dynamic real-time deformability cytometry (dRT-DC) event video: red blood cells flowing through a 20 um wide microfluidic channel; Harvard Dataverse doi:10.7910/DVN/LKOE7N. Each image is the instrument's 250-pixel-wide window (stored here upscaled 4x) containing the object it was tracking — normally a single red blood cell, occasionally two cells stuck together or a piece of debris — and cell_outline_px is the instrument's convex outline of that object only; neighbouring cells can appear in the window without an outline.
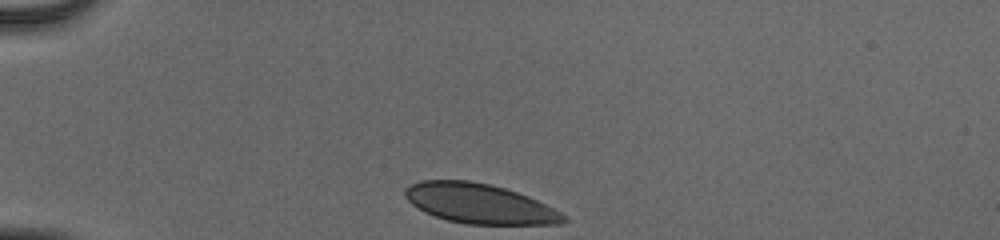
{"species": "human", "species_latin": "Homo sapiens", "temperature_condition": "cold", "stored_images_in_passage": 34, "camera_frame_rate_fps": 3000, "um_per_image_px": 0.085, "donor": {"sex": "male"}, "frame": {"image": 1, "passage_image": 1, "time_ms": 0.0, "image_size_px": [1000, 240], "cell_outline_px": [[568, 220], [560, 224], [468, 224], [448, 220], [424, 212], [412, 204], [404, 196], [404, 188], [420, 180], [468, 180], [488, 184], [504, 188], [528, 196], [568, 216]], "centroid_in_image_um": [40.74, 17.3], "position_along_channel_um": 44.3, "area_um2": 36.53}}
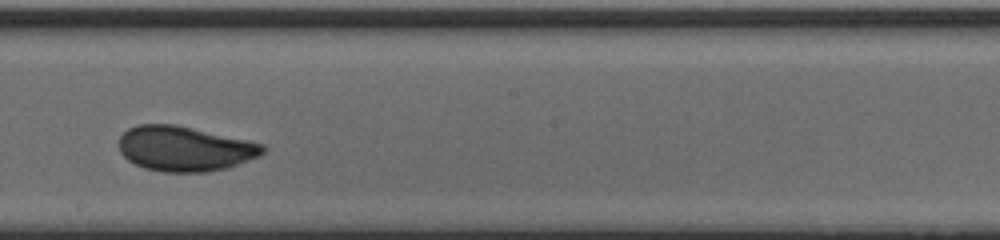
{"frame": {"image": 2, "passage_image": 19, "time_ms": 6.0, "image_size_px": [1000, 240], "cell_outline_px": [[268, 148], [260, 156], [224, 168], [208, 172], [164, 172], [144, 168], [128, 160], [120, 152], [120, 136], [128, 128], [136, 124], [176, 124], [248, 140], [264, 144]], "centroid_in_image_um": [15.7, 12.63], "position_along_channel_um": 232.5, "area_um2": 37.74}}
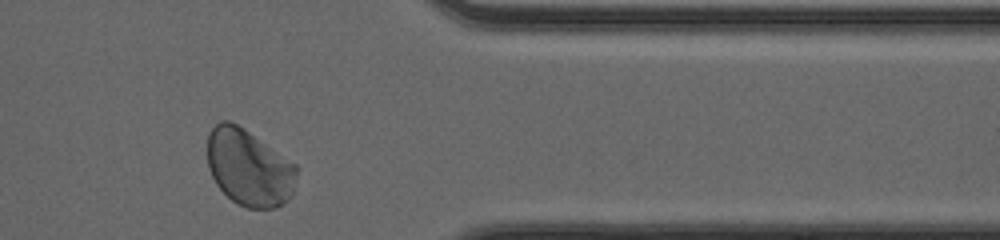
{"frame": {"image": 3, "passage_image": 32, "time_ms": 10.333, "image_size_px": [1000, 240], "cell_outline_px": [[300, 168], [292, 196], [284, 204], [276, 208], [248, 208], [232, 200], [216, 184], [208, 168], [208, 132], [220, 120], [228, 120], [244, 128], [296, 164]], "centroid_in_image_um": [21.2, 14.25], "position_along_channel_um": 390.2, "area_um2": 40.17}, "authors_computed_cell_mechanics": {"area_um2": 37.3099, "velocity_mm_per_s": 3.8683, "shape_relaxation_time_tau1_ms": 3.5902, "shape_relaxation_time_tau2_ms": null, "deformation_change_tau1": 0.1125, "deformation_change_tau2": null}}